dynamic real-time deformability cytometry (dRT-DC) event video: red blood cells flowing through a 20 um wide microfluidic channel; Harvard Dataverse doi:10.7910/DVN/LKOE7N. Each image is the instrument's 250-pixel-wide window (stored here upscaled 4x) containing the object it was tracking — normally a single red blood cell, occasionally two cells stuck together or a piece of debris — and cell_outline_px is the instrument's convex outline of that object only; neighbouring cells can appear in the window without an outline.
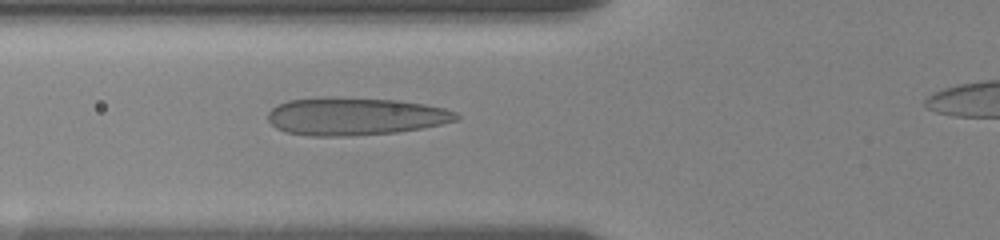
{"species": "human", "species_latin": "Homo sapiens", "temperature_condition": "room temperature", "stored_images_in_passage": 43, "camera_frame_rate_fps": 3000, "um_per_image_px": 0.085, "donor": {"sex": "female"}, "frame": {"image": 1, "passage_image": 12, "time_ms": 3.667, "image_size_px": [1000, 240], "cell_outline_px": [[460, 116], [456, 120], [440, 124], [420, 128], [396, 132], [348, 136], [312, 136], [284, 132], [276, 128], [268, 120], [268, 112], [276, 104], [288, 100], [328, 96], [400, 100], [424, 104], [444, 108], [456, 112]], "centroid_in_image_um": [30.14, 9.88], "position_along_channel_um": 95.7, "area_um2": 41.67}}
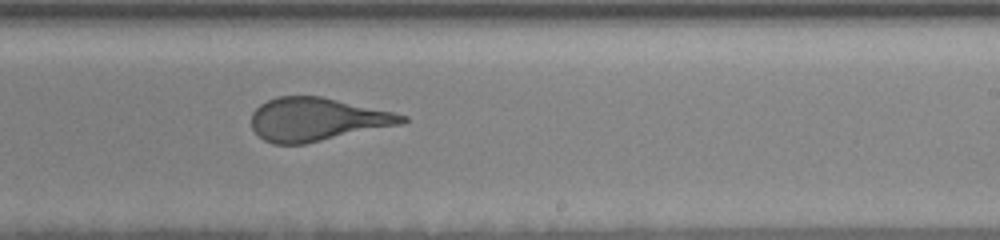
{"frame": {"image": 2, "passage_image": 26, "time_ms": 8.333, "image_size_px": [1000, 240], "cell_outline_px": [[408, 120], [404, 124], [304, 144], [272, 144], [264, 140], [252, 128], [252, 112], [260, 104], [276, 96], [320, 96], [392, 112], [408, 116]], "centroid_in_image_um": [26.94, 10.15], "position_along_channel_um": 262.1, "area_um2": 37.86}}
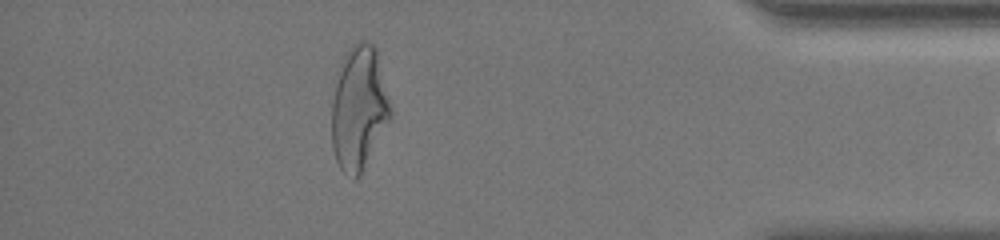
{"frame": {"image": 3, "passage_image": 41, "time_ms": 13.333, "image_size_px": [1000, 240], "cell_outline_px": [[388, 120], [360, 176], [352, 180], [340, 168], [336, 160], [332, 148], [332, 100], [340, 64], [348, 48], [352, 44], [360, 40], [368, 40], [376, 48], [388, 100]], "centroid_in_image_um": [30.45, 9.18], "position_along_channel_um": 404.8, "area_um2": 41.5}}